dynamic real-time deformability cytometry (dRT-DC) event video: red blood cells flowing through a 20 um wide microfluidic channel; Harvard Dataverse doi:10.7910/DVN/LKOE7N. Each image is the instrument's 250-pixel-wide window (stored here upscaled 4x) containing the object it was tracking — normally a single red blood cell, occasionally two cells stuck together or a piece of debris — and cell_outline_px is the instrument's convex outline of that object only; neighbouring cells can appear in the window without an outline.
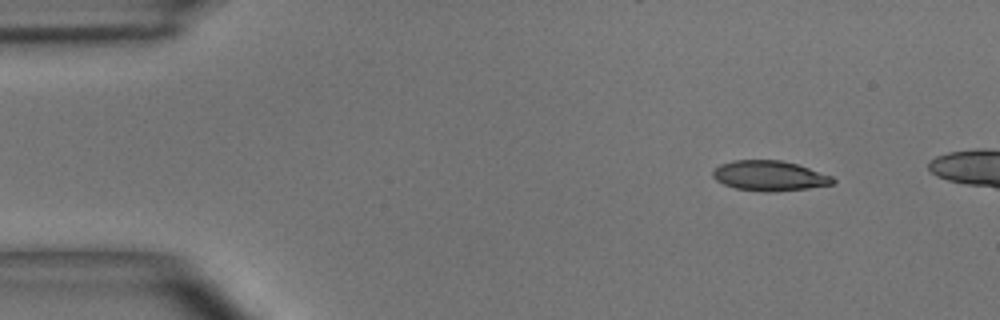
{"species": "common noctule bat (a hibernating species)", "species_latin": "Nyctalus noctula", "temperature_condition": "room temperature", "stored_images_in_passage": 10, "camera_frame_rate_fps": 3000, "um_per_image_px": 0.085, "animal": {"sex": "male", "body_mass_g": 15.6}, "frame": {"image": 1, "passage_image": 4, "time_ms": 1.0, "image_size_px": [1000, 320], "cell_outline_px": [[836, 180], [832, 184], [808, 188], [776, 192], [764, 192], [736, 188], [724, 184], [716, 180], [712, 176], [712, 172], [720, 164], [732, 160], [780, 160], [796, 164], [832, 176]], "centroid_in_image_um": [65.39, 14.94], "position_along_channel_um": 19.6, "area_um2": 20.98}}